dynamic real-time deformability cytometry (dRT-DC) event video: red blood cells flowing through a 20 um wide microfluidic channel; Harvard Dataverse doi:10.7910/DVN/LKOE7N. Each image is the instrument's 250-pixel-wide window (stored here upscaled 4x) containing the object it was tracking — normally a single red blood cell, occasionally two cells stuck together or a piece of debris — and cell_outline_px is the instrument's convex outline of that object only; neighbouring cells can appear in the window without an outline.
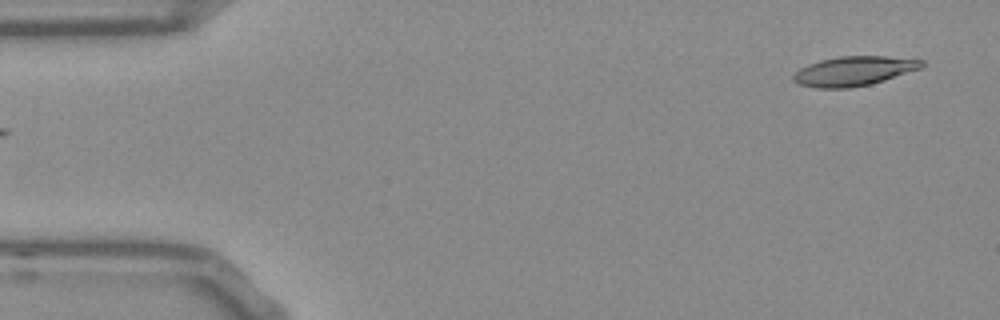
{"species": "Egyptian fruit bat (a non-hibernating species)", "species_latin": "Rousettus aegyptiacus", "temperature_condition": "room temperature", "stored_images_in_passage": 51, "camera_frame_rate_fps": 3000, "um_per_image_px": 0.085, "frame": {"image": 1, "passage_image": 1, "time_ms": 0.0, "image_size_px": [1000, 320], "cell_outline_px": [[924, 64], [920, 68], [872, 84], [848, 88], [816, 88], [800, 84], [792, 80], [792, 76], [800, 68], [808, 64], [820, 60], [840, 56], [888, 56], [924, 60]], "centroid_in_image_um": [72.56, 6.04], "position_along_channel_um": 12.4, "area_um2": 21.96}}
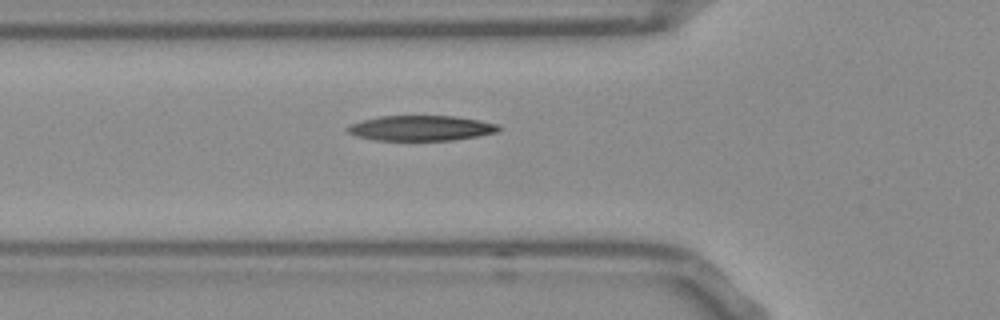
{"frame": {"image": 2, "passage_image": 16, "time_ms": 5.0, "image_size_px": [1000, 320], "cell_outline_px": [[500, 128], [496, 132], [476, 136], [452, 140], [376, 140], [356, 136], [348, 132], [344, 128], [348, 124], [360, 120], [380, 116], [456, 116], [480, 120], [500, 124]], "centroid_in_image_um": [35.74, 10.88], "position_along_channel_um": 90.1, "area_um2": 22.31}}
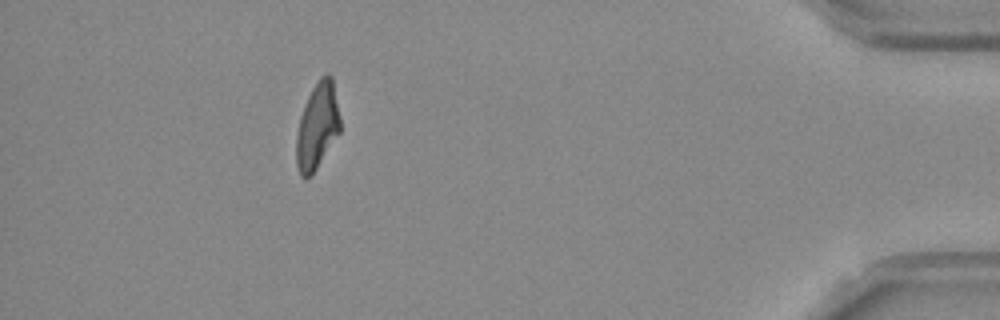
{"frame": {"image": 3, "passage_image": 46, "time_ms": 15.0, "image_size_px": [1000, 320], "cell_outline_px": [[340, 132], [312, 176], [300, 176], [296, 164], [296, 136], [300, 116], [304, 104], [312, 88], [320, 76], [328, 72], [332, 76], [340, 116]], "centroid_in_image_um": [26.97, 10.7], "position_along_channel_um": 408.2, "area_um2": 22.25}, "authors_computed_cell_mechanics": {"area_um2": 22.4264, "velocity_mm_per_s": 3.772, "shape_relaxation_time_tau1_ms": 5.9094, "shape_relaxation_time_tau2_ms": 3.9399, "deformation_change_tau1": 0.1955, "deformation_change_tau2": 0.1304}}